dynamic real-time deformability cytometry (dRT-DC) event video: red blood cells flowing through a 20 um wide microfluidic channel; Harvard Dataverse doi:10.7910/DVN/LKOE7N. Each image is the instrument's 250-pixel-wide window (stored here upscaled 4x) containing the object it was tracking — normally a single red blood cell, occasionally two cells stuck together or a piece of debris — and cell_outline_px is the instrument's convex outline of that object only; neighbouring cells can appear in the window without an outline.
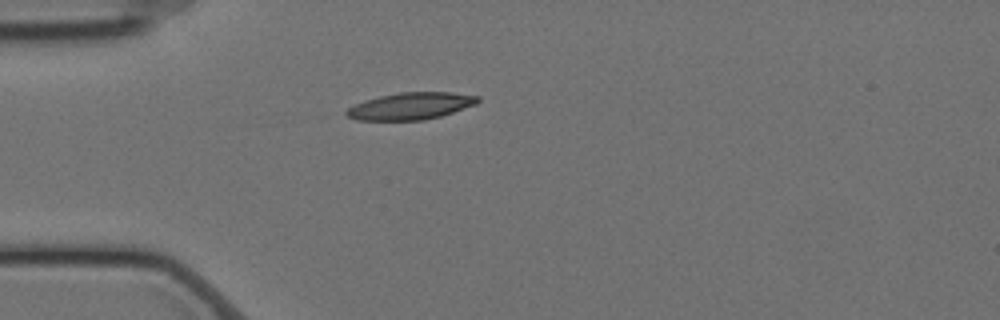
{"species": "Egyptian fruit bat (a non-hibernating species)", "species_latin": "Rousettus aegyptiacus", "temperature_condition": "cold", "stored_images_in_passage": 43, "camera_frame_rate_fps": 3000, "um_per_image_px": 0.085, "animal": {"sex": "female"}, "frame": {"image": 1, "passage_image": 1, "time_ms": 0.0, "image_size_px": [1000, 320], "cell_outline_px": [[480, 100], [476, 104], [440, 116], [424, 120], [356, 120], [348, 116], [344, 112], [348, 108], [364, 100], [380, 96], [400, 92], [452, 92], [480, 96]], "centroid_in_image_um": [34.92, 9.01], "position_along_channel_um": 50.1, "area_um2": 20.58}}
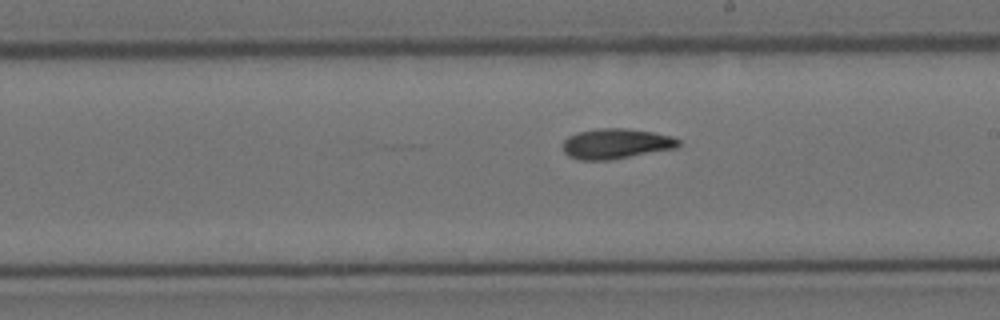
{"frame": {"image": 2, "passage_image": 18, "time_ms": 5.667, "image_size_px": [1000, 320], "cell_outline_px": [[680, 144], [676, 148], [608, 160], [580, 160], [568, 156], [564, 152], [560, 144], [568, 136], [580, 132], [596, 128], [624, 128], [652, 132], [672, 136], [680, 140]], "centroid_in_image_um": [52.32, 12.21], "position_along_channel_um": 236.7, "area_um2": 20.4}}
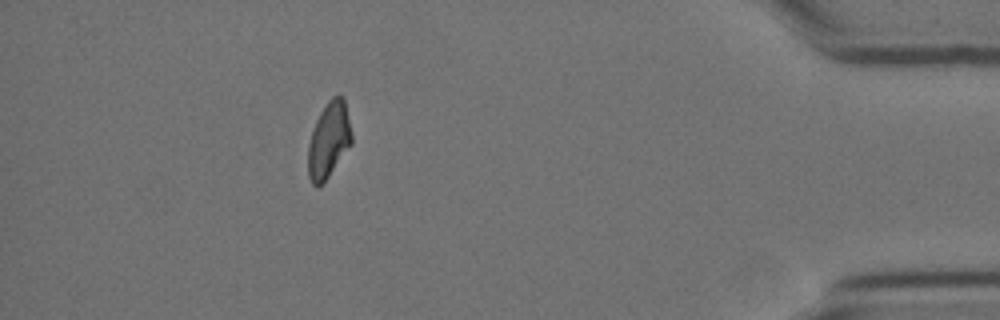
{"frame": {"image": 3, "passage_image": 37, "time_ms": 12.0, "image_size_px": [1000, 320], "cell_outline_px": [[352, 144], [328, 176], [320, 184], [312, 184], [308, 176], [308, 144], [316, 120], [320, 112], [328, 100], [332, 96], [344, 96], [352, 132]], "centroid_in_image_um": [27.96, 11.86], "position_along_channel_um": 407.2, "area_um2": 19.13}, "authors_computed_cell_mechanics": {"area_um2": 19.8254, "velocity_mm_per_s": 3.496, "shape_relaxation_time_tau1_ms": 6.8394, "shape_relaxation_time_tau2_ms": null, "deformation_change_tau1": 0.1851, "deformation_change_tau2": null}}